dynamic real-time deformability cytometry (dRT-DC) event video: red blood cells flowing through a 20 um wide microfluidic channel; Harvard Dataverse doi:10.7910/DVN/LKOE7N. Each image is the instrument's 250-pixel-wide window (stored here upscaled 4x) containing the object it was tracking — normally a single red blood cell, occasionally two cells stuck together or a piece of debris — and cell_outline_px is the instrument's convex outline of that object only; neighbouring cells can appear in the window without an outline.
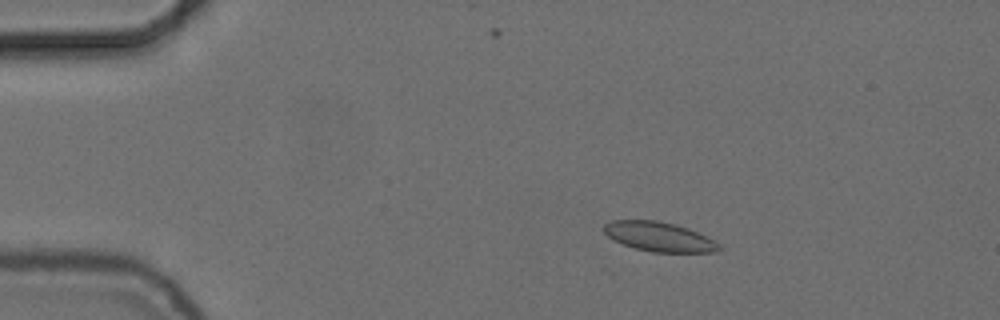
{"species": "common noctule bat (a hibernating species)", "species_latin": "Nyctalus noctula", "temperature_condition": "cold", "stored_images_in_passage": 16, "camera_frame_rate_fps": 3000, "um_per_image_px": 0.085, "animal": {"sex": "female", "body_mass_g": 24.6, "forearm_length_mm": 56.2}, "frame": {"image": 1, "passage_image": 10, "time_ms": 3.0, "image_size_px": [1000, 320], "cell_outline_px": [[724, 248], [716, 252], [652, 252], [636, 248], [624, 244], [608, 236], [604, 232], [604, 224], [612, 220], [656, 220], [676, 224], [688, 228], [708, 236], [716, 240]], "centroid_in_image_um": [56.1, 20.12], "position_along_channel_um": 28.9, "area_um2": 19.88}}